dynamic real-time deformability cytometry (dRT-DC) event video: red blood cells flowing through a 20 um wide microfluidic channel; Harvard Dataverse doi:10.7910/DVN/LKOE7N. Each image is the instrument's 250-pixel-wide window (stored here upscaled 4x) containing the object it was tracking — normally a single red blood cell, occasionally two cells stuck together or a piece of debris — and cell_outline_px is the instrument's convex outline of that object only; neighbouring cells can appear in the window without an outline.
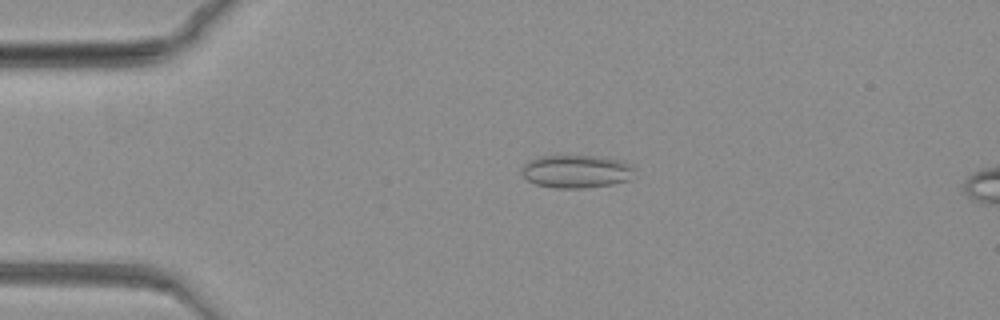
{"species": "common noctule bat (a hibernating species)", "species_latin": "Nyctalus noctula", "temperature_condition": "warm", "stored_images_in_passage": 25, "camera_frame_rate_fps": 3000, "um_per_image_px": 0.085, "animal": {"sex": "female", "body_mass_g": 19.3, "forearm_length_mm": 54.1}, "frame": {"image": 1, "passage_image": 18, "time_ms": 5.667, "image_size_px": [1000, 320], "cell_outline_px": [[636, 168], [628, 180], [612, 184], [584, 188], [556, 188], [536, 184], [528, 180], [524, 176], [520, 168], [528, 160], [536, 156], [596, 156], [624, 160], [632, 164]], "centroid_in_image_um": [49.0, 14.56], "position_along_channel_um": 36.0, "area_um2": 21.91}}